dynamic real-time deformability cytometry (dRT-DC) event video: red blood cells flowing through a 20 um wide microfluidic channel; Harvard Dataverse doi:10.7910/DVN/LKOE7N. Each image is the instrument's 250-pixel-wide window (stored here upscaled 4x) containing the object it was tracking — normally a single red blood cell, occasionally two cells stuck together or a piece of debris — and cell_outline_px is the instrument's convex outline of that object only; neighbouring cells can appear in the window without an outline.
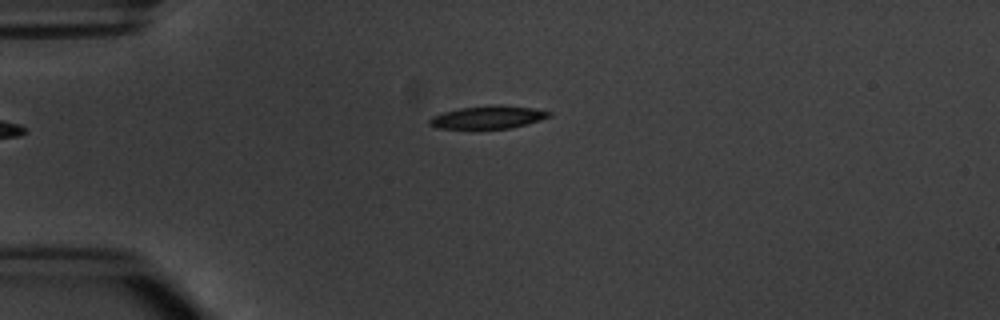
{"species": "common noctule bat (a hibernating species)", "species_latin": "Nyctalus noctula", "temperature_condition": "warm", "stored_images_in_passage": 3, "camera_frame_rate_fps": 3000, "um_per_image_px": 0.085, "animal": {"sex": "male", "body_mass_g": 20.1, "forearm_length_mm": 53.5}, "frame": {"image": 1, "passage_image": 3, "time_ms": 2.333, "image_size_px": [1000, 320], "cell_outline_px": [[552, 116], [528, 124], [512, 128], [436, 128], [428, 124], [428, 120], [432, 116], [444, 112], [460, 108], [532, 108], [552, 112]], "centroid_in_image_um": [41.45, 10.02], "position_along_channel_um": 43.5, "area_um2": 14.85}}